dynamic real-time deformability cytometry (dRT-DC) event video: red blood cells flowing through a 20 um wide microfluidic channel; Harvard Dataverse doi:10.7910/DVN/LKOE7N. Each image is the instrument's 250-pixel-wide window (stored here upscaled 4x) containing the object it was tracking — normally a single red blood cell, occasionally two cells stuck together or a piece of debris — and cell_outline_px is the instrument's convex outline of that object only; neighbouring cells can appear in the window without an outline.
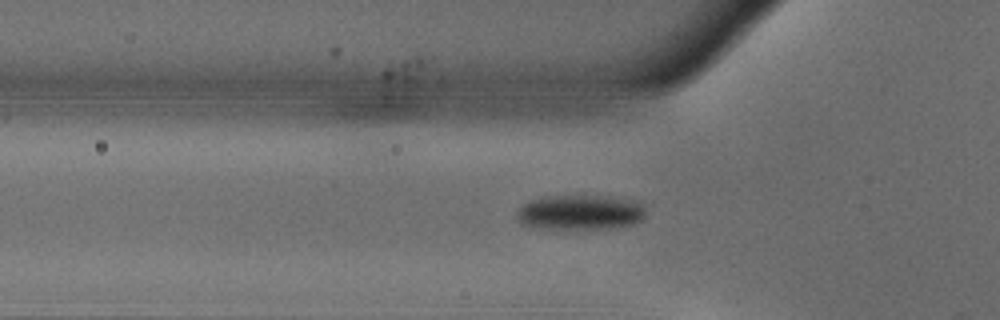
{"species": "common noctule bat (a hibernating species)", "species_latin": "Nyctalus noctula", "temperature_condition": "warm", "stored_images_in_passage": 39, "camera_frame_rate_fps": 3000, "um_per_image_px": 0.085, "animal": {"sex": "male", "body_mass_g": 18.8}, "frame": {"image": 1, "passage_image": 6, "time_ms": 1.667, "image_size_px": [1000, 320], "cell_outline_px": [[644, 216], [640, 220], [632, 224], [608, 228], [540, 228], [524, 224], [516, 216], [516, 212], [524, 204], [532, 200], [544, 196], [612, 196], [628, 200], [640, 204], [644, 208]], "centroid_in_image_um": [49.29, 18.04], "position_along_channel_um": 76.5, "area_um2": 25.66}}
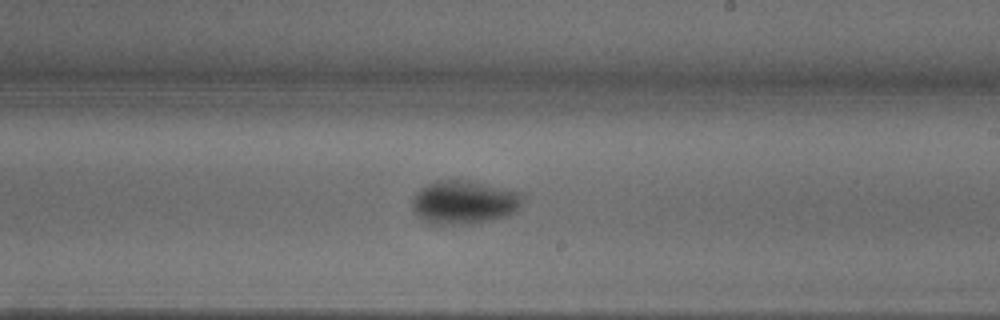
{"frame": {"image": 2, "passage_image": 20, "time_ms": 6.333, "image_size_px": [1000, 320], "cell_outline_px": [[524, 200], [516, 212], [492, 220], [472, 224], [428, 224], [420, 220], [416, 216], [412, 208], [412, 196], [420, 188], [436, 180], [468, 180], [520, 192], [524, 196]], "centroid_in_image_um": [39.41, 17.21], "position_along_channel_um": 249.6, "area_um2": 28.44}}
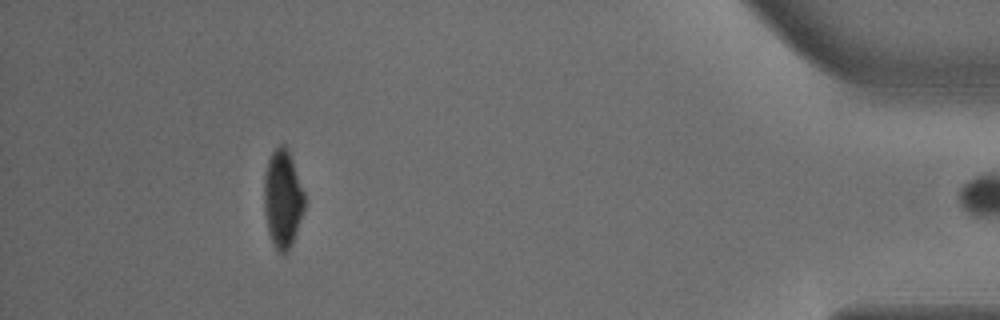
{"frame": {"image": 3, "passage_image": 38, "time_ms": 12.333, "image_size_px": [1000, 320], "cell_outline_px": [[304, 208], [292, 244], [284, 256], [276, 252], [268, 232], [264, 212], [264, 172], [268, 160], [272, 152], [280, 144], [284, 144], [288, 148], [304, 192]], "centroid_in_image_um": [24.01, 16.92], "position_along_channel_um": 411.2, "area_um2": 23.24}}